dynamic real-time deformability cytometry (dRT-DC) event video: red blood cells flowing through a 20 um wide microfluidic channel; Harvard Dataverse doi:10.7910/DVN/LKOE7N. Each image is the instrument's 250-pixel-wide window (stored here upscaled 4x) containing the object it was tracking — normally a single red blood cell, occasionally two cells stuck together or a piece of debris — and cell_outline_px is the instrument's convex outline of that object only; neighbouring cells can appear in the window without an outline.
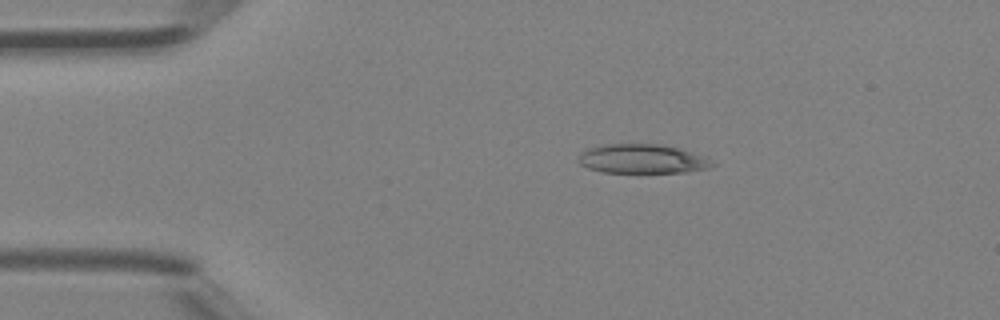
{"species": "Egyptian fruit bat (a non-hibernating species)", "species_latin": "Rousettus aegyptiacus", "temperature_condition": "room temperature", "stored_images_in_passage": 2, "camera_frame_rate_fps": 3000, "um_per_image_px": 0.085, "animal": {"sex": "female"}, "frame": {"image": 1, "passage_image": 1, "time_ms": 0.0, "image_size_px": [1000, 320], "cell_outline_px": [[720, 164], [708, 168], [688, 172], [604, 172], [588, 168], [580, 164], [580, 156], [584, 148], [600, 144], [664, 144], [680, 148], [708, 156]], "centroid_in_image_um": [54.69, 13.49], "position_along_channel_um": 30.3, "area_um2": 23.24}}